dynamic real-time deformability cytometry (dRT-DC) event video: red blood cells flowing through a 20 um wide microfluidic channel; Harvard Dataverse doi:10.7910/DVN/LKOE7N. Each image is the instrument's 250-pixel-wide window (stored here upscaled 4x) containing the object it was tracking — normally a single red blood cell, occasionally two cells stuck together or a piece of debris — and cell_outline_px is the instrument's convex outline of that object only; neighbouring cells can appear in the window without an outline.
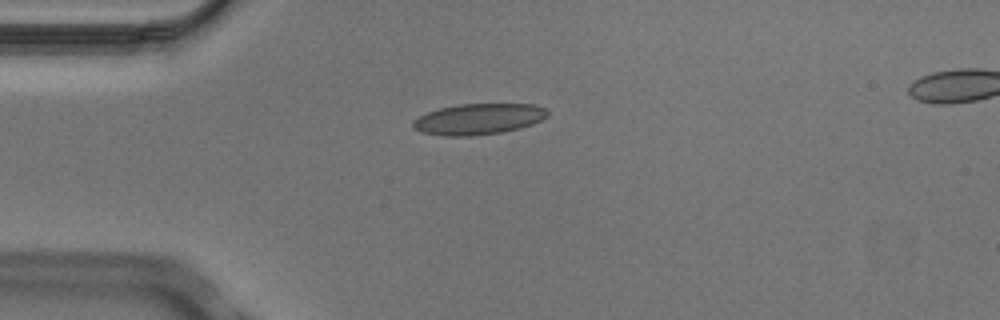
{"species": "Egyptian fruit bat (a non-hibernating species)", "species_latin": "Rousettus aegyptiacus", "temperature_condition": "cold", "stored_images_in_passage": 6, "camera_frame_rate_fps": 3000, "um_per_image_px": 0.085, "animal": {"sex": "male"}, "frame": {"image": 1, "passage_image": 4, "time_ms": 1.0, "image_size_px": [1000, 320], "cell_outline_px": [[548, 116], [532, 124], [520, 128], [500, 132], [472, 136], [444, 136], [424, 132], [412, 128], [412, 120], [428, 112], [440, 108], [460, 104], [536, 104], [544, 108], [548, 112]], "centroid_in_image_um": [40.67, 10.12], "position_along_channel_um": 44.3, "area_um2": 24.16}}